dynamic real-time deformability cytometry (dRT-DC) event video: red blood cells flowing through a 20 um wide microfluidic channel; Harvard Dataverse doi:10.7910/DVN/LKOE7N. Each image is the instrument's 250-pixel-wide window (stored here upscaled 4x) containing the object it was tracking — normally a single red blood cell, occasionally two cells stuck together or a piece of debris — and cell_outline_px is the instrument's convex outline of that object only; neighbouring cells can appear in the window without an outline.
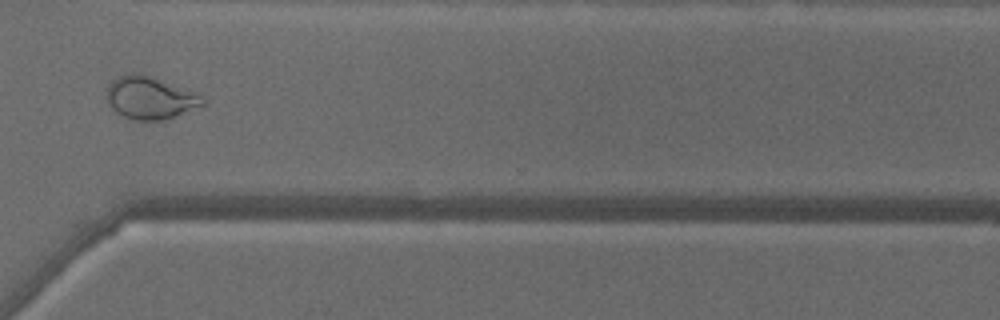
{"species": "common noctule bat (a hibernating species)", "species_latin": "Nyctalus noctula", "temperature_condition": "warm", "stored_images_in_passage": 48, "camera_frame_rate_fps": 3000, "um_per_image_px": 0.085, "animal": {"sex": "male", "body_mass_g": 18.8}, "frame": {"image": 1, "passage_image": 35, "time_ms": 11.333, "image_size_px": [1000, 320], "cell_outline_px": [[204, 104], [176, 116], [164, 120], [132, 120], [116, 112], [112, 108], [108, 100], [108, 84], [116, 76], [132, 72], [136, 72], [152, 76], [200, 92], [204, 96]], "centroid_in_image_um": [12.8, 8.28], "position_along_channel_um": 357.8, "area_um2": 24.16}}
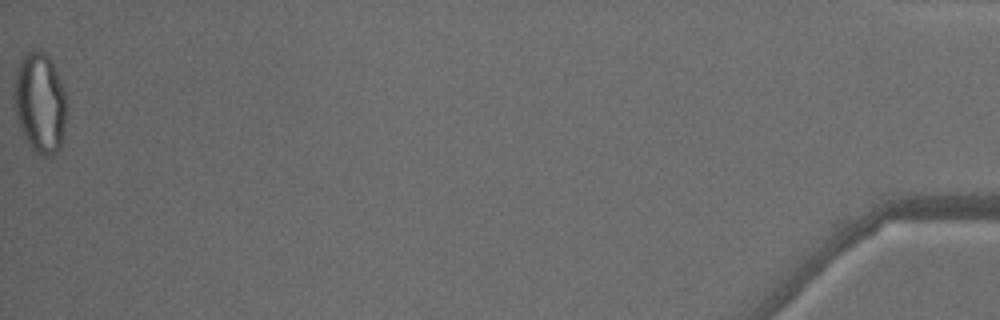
{"frame": {"image": 2, "passage_image": 48, "time_ms": 15.667, "image_size_px": [1000, 320], "cell_outline_px": [[68, 108], [60, 148], [52, 156], [36, 156], [24, 140], [16, 120], [16, 72], [20, 60], [32, 48], [40, 48], [48, 56], [60, 80], [68, 104]], "centroid_in_image_um": [3.42, 8.8], "position_along_channel_um": 431.8, "area_um2": 30.98}, "authors_computed_cell_mechanics": {"area_um2": 26.7036, "velocity_mm_per_s": 4.1412, "shape_relaxation_time_tau1_ms": null, "shape_relaxation_time_tau2_ms": 0.8302, "deformation_change_tau1": null, "deformation_change_tau2": 0.0695}}